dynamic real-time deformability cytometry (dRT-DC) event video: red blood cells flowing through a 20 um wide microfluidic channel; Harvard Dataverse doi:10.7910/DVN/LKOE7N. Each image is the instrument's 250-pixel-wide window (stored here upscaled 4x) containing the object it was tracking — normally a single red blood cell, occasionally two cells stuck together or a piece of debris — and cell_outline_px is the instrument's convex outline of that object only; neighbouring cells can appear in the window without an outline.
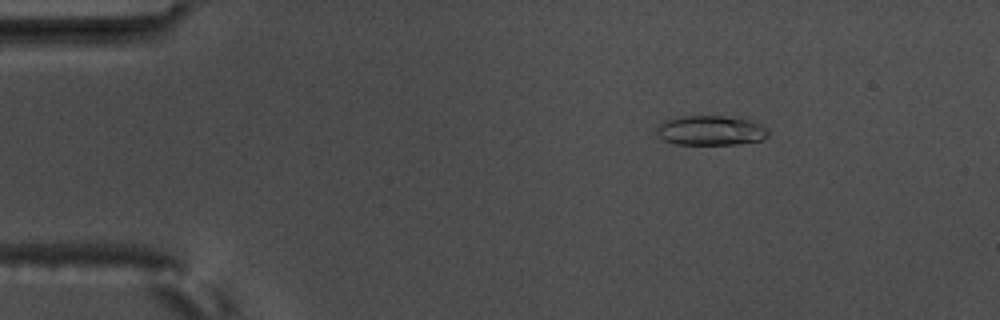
{"species": "common noctule bat (a hibernating species)", "species_latin": "Nyctalus noctula", "temperature_condition": "warm", "stored_images_in_passage": 8, "camera_frame_rate_fps": 3000, "um_per_image_px": 0.085, "animal": {"sex": "male", "body_mass_g": 17.5, "forearm_length_mm": 52.3}, "frame": {"image": 1, "passage_image": 2, "time_ms": 0.333, "image_size_px": [1000, 320], "cell_outline_px": [[768, 136], [764, 140], [736, 144], [676, 144], [664, 140], [656, 132], [656, 128], [664, 120], [684, 116], [724, 116], [752, 120], [768, 128]], "centroid_in_image_um": [60.45, 11.09], "position_along_channel_um": 24.6, "area_um2": 19.36}}
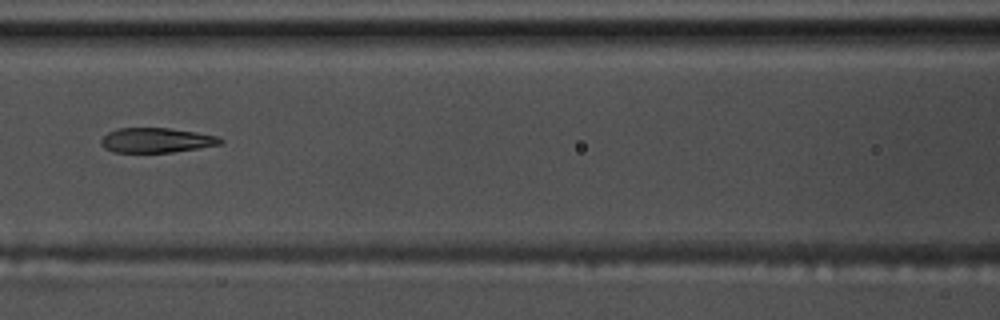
{"frame": {"image": 2, "passage_image": 7, "time_ms": 2.0, "image_size_px": [1000, 320], "cell_outline_px": [[224, 144], [200, 148], [172, 152], [112, 152], [104, 148], [100, 144], [100, 140], [108, 132], [120, 128], [168, 128], [196, 132], [220, 136], [224, 140]], "centroid_in_image_um": [13.34, 11.92], "position_along_channel_um": 153.3, "area_um2": 17.4}}